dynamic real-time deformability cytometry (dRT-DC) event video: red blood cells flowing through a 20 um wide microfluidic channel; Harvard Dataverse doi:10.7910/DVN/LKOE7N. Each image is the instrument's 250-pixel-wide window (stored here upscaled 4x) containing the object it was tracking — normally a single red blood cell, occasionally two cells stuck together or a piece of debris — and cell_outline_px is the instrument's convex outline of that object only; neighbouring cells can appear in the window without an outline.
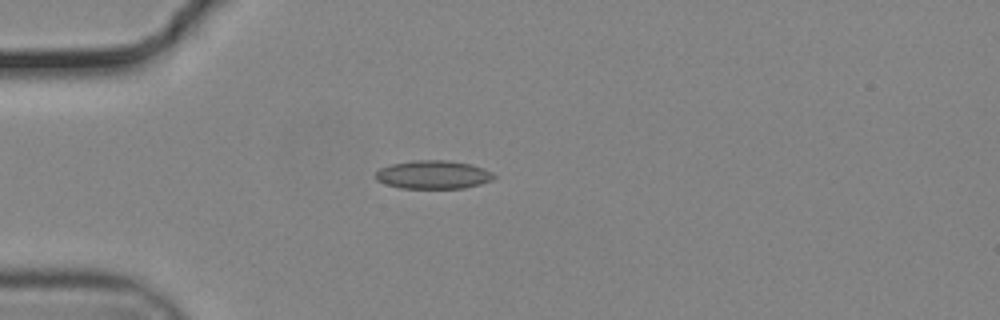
{"species": "common noctule bat (a hibernating species)", "species_latin": "Nyctalus noctula", "temperature_condition": "cold", "stored_images_in_passage": 41, "camera_frame_rate_fps": 3000, "um_per_image_px": 0.085, "animal": {"sex": "male", "body_mass_g": 19.2, "forearm_length_mm": 51.8}, "frame": {"image": 1, "passage_image": 1, "time_ms": 0.0, "image_size_px": [1000, 320], "cell_outline_px": [[496, 176], [492, 180], [480, 184], [464, 188], [400, 188], [384, 184], [376, 180], [376, 172], [380, 168], [392, 164], [412, 160], [444, 160], [468, 164], [484, 168], [492, 172]], "centroid_in_image_um": [36.81, 14.85], "position_along_channel_um": 48.2, "area_um2": 19.54}}
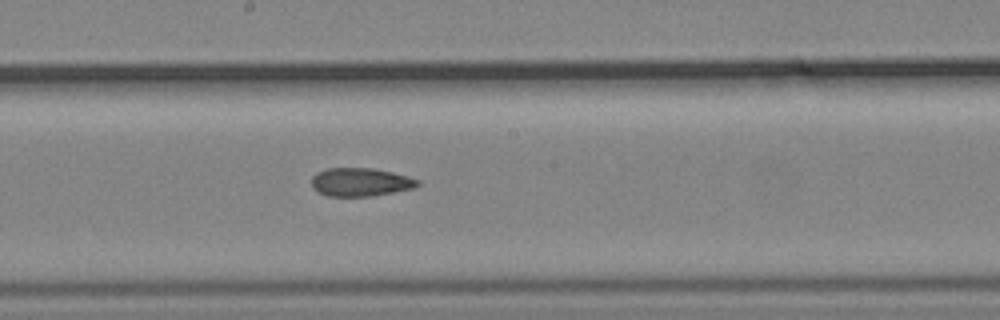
{"frame": {"image": 2, "passage_image": 16, "time_ms": 5.0, "image_size_px": [1000, 320], "cell_outline_px": [[420, 184], [412, 188], [372, 196], [328, 196], [312, 188], [312, 176], [316, 172], [328, 168], [372, 168], [392, 172], [408, 176], [420, 180]], "centroid_in_image_um": [30.63, 15.47], "position_along_channel_um": 217.6, "area_um2": 17.46}}
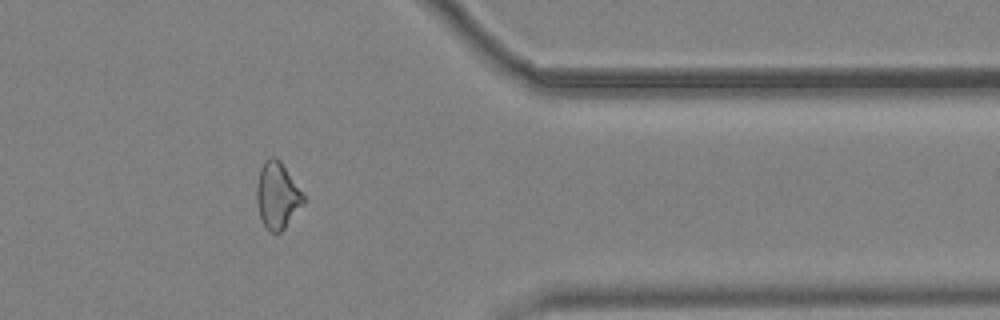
{"frame": {"image": 3, "passage_image": 31, "time_ms": 10.0, "image_size_px": [1000, 320], "cell_outline_px": [[304, 204], [284, 228], [280, 232], [268, 232], [264, 228], [260, 220], [256, 204], [256, 184], [260, 168], [264, 160], [272, 156], [276, 156], [280, 160], [304, 196]], "centroid_in_image_um": [23.52, 16.63], "position_along_channel_um": 387.9, "area_um2": 18.32}, "authors_computed_cell_mechanics": {"area_um2": 18.0336, "velocity_mm_per_s": 3.7218, "shape_relaxation_time_tau1_ms": null, "shape_relaxation_time_tau2_ms": 5.6245, "deformation_change_tau1": null, "deformation_change_tau2": 0.1368}}